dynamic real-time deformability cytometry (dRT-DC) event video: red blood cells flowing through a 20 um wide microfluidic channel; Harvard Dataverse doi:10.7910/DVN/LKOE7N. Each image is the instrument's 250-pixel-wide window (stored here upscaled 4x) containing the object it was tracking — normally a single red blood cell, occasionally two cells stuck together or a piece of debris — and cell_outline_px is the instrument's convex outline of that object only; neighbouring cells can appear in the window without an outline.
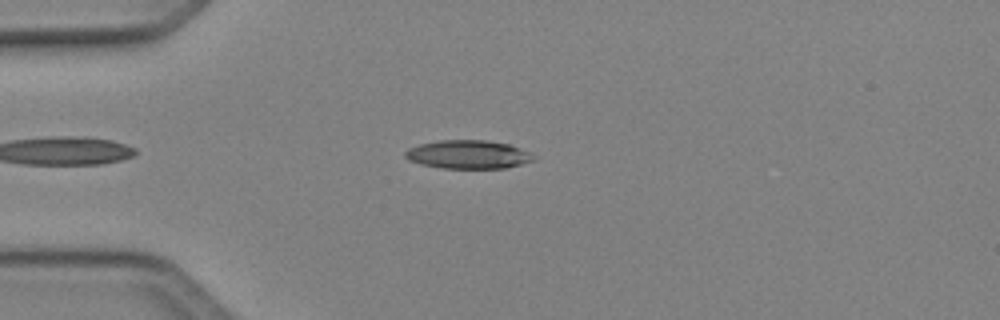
{"species": "Egyptian fruit bat (a non-hibernating species)", "species_latin": "Rousettus aegyptiacus", "temperature_condition": "cold", "stored_images_in_passage": 40, "camera_frame_rate_fps": 3000, "um_per_image_px": 0.085, "animal": {"sex": "female"}, "frame": {"image": 1, "passage_image": 7, "time_ms": 2.0, "image_size_px": [1000, 320], "cell_outline_px": [[536, 160], [504, 168], [440, 168], [420, 164], [408, 160], [404, 156], [404, 152], [408, 148], [420, 144], [440, 140], [488, 140], [508, 144], [528, 152], [536, 156]], "centroid_in_image_um": [39.76, 13.13], "position_along_channel_um": 45.2, "area_um2": 21.33}}
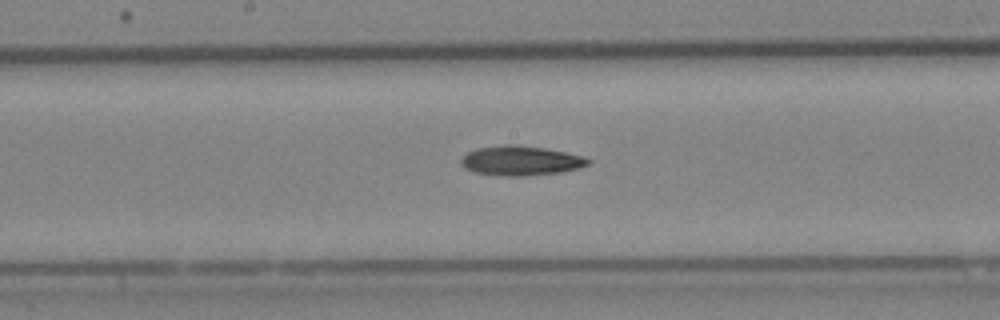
{"frame": {"image": 2, "passage_image": 20, "time_ms": 6.333, "image_size_px": [1000, 320], "cell_outline_px": [[592, 160], [588, 164], [580, 168], [560, 172], [524, 176], [504, 176], [476, 172], [464, 168], [460, 164], [460, 160], [468, 152], [476, 148], [504, 144], [512, 144], [544, 148], [584, 156]], "centroid_in_image_um": [44.26, 13.65], "position_along_channel_um": 203.9, "area_um2": 21.91}}
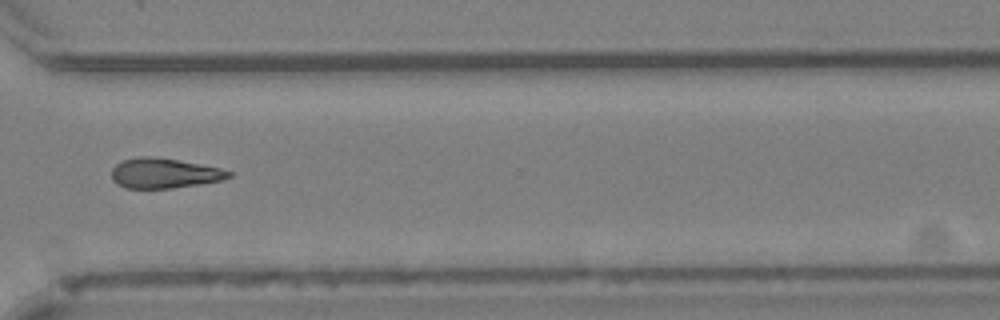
{"frame": {"image": 3, "passage_image": 31, "time_ms": 10.0, "image_size_px": [1000, 320], "cell_outline_px": [[232, 176], [220, 180], [172, 188], [124, 188], [116, 184], [112, 180], [112, 168], [120, 160], [140, 156], [152, 156], [176, 160], [220, 168], [232, 172]], "centroid_in_image_um": [13.88, 14.72], "position_along_channel_um": 356.7, "area_um2": 20.35}, "authors_computed_cell_mechanics": {"area_um2": 20.7502, "velocity_mm_per_s": 4.152, "shape_relaxation_time_tau1_ms": 9.197, "shape_relaxation_time_tau2_ms": null, "deformation_change_tau1": 0.1803, "deformation_change_tau2": null}}